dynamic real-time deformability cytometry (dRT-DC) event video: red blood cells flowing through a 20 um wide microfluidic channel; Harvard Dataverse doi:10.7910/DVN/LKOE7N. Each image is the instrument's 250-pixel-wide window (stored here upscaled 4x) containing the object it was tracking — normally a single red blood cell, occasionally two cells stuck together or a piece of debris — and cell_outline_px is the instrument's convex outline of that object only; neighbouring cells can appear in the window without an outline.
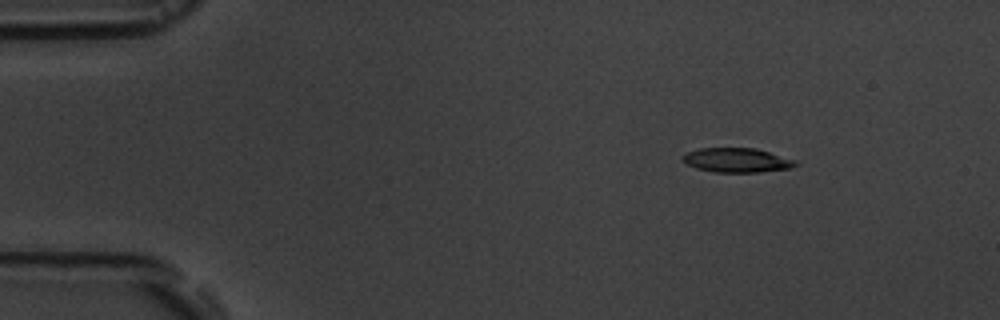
{"species": "common noctule bat (a hibernating species)", "species_latin": "Nyctalus noctula", "temperature_condition": "room temperature", "stored_images_in_passage": 7, "camera_frame_rate_fps": 3000, "um_per_image_px": 0.085, "animal": {"sex": "male", "body_mass_g": 19.5, "forearm_length_mm": 54.6}, "frame": {"image": 1, "passage_image": 1, "time_ms": 0.0, "image_size_px": [1000, 320], "cell_outline_px": [[800, 164], [792, 168], [760, 172], [712, 172], [696, 168], [688, 164], [680, 156], [688, 152], [700, 148], [756, 148], [796, 160]], "centroid_in_image_um": [62.67, 13.62], "position_along_channel_um": 22.3, "area_um2": 16.07}}
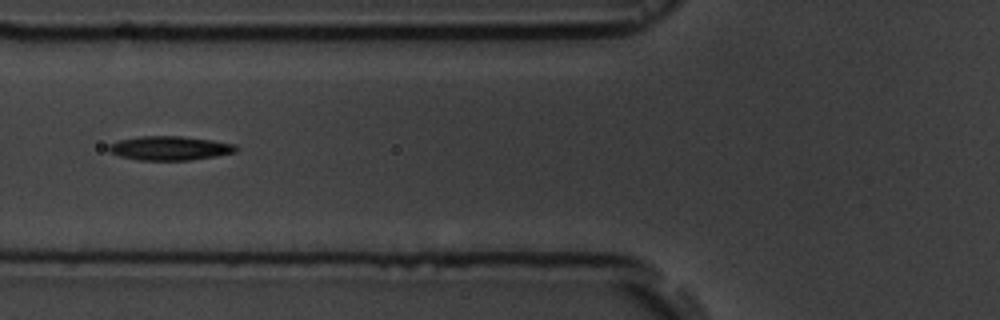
{"frame": {"image": 2, "passage_image": 5, "time_ms": 4.667, "image_size_px": [1000, 320], "cell_outline_px": [[240, 148], [236, 152], [216, 156], [188, 160], [140, 160], [120, 156], [108, 152], [108, 144], [120, 140], [140, 136], [180, 136], [212, 140], [236, 144]], "centroid_in_image_um": [14.45, 12.59], "position_along_channel_um": 111.4, "area_um2": 17.92}}
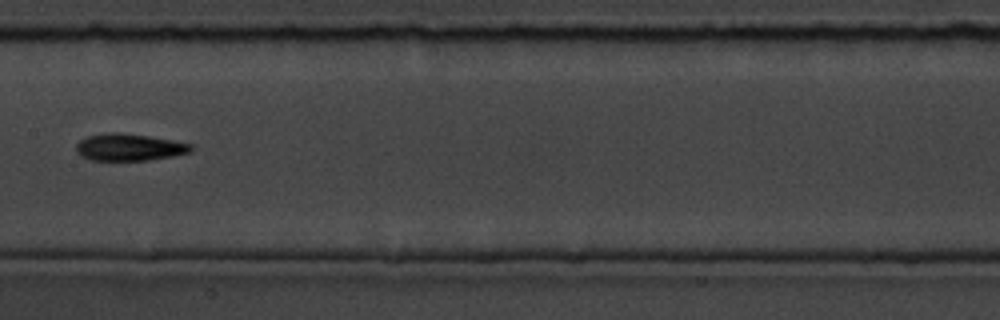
{"frame": {"image": 3, "passage_image": 7, "time_ms": 7.0, "image_size_px": [1000, 320], "cell_outline_px": [[192, 148], [188, 152], [172, 156], [148, 160], [88, 160], [80, 156], [76, 152], [76, 144], [80, 140], [88, 136], [112, 132], [120, 132], [148, 136], [172, 140], [192, 144]], "centroid_in_image_um": [10.93, 12.52], "position_along_channel_um": 196.5, "area_um2": 17.98}}